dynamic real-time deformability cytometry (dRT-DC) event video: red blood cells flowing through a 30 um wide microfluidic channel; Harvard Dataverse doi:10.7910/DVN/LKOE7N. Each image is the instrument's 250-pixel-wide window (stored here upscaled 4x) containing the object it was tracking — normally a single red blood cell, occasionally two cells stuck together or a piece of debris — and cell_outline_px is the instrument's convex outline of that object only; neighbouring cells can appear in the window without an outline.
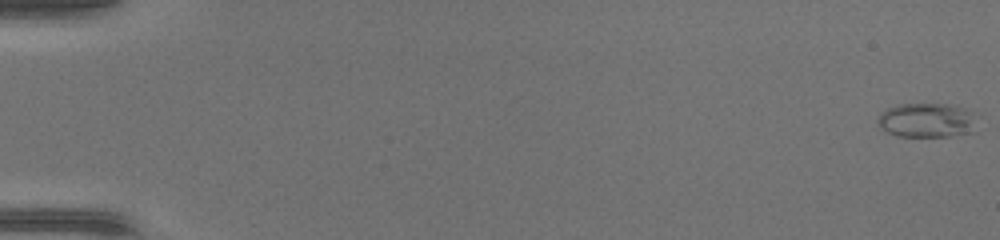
{"species": "common noctule bat (a hibernating species)", "species_latin": "Nyctalus noctula", "temperature_condition": "warm", "stored_images_in_passage": 49, "camera_frame_rate_fps": 3000, "um_per_image_px": 0.085, "animal": {"sex": "female", "body_mass_g": 17.0, "forearm_length_mm": 48.0}, "frame": {"image": 1, "passage_image": 1, "time_ms": 0.0, "image_size_px": [1000, 240], "cell_outline_px": [[976, 132], [948, 136], [896, 136], [888, 132], [876, 124], [876, 120], [888, 108], [900, 104], [948, 104], [972, 112]], "centroid_in_image_um": [78.76, 10.24], "position_along_channel_um": 6.2, "area_um2": 19.65}}
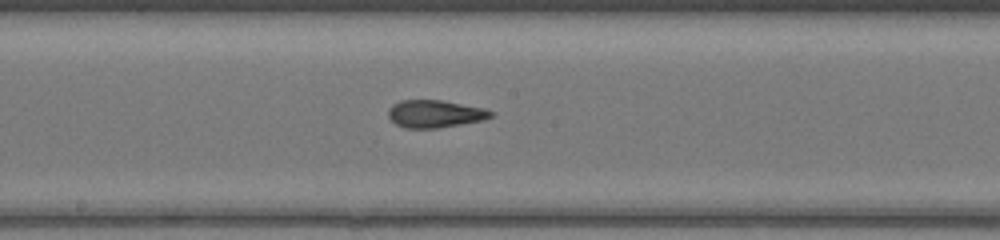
{"frame": {"image": 2, "passage_image": 28, "time_ms": 9.0, "image_size_px": [1000, 240], "cell_outline_px": [[496, 112], [492, 116], [484, 120], [436, 128], [404, 128], [396, 124], [388, 116], [388, 108], [392, 104], [400, 100], [440, 100], [484, 108]], "centroid_in_image_um": [36.96, 9.67], "position_along_channel_um": 211.2, "area_um2": 16.47}}
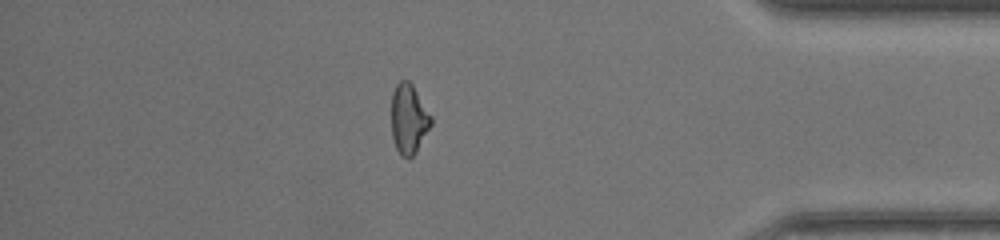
{"frame": {"image": 3, "passage_image": 43, "time_ms": 14.0, "image_size_px": [1000, 240], "cell_outline_px": [[432, 124], [416, 152], [408, 160], [400, 156], [396, 148], [392, 136], [392, 92], [396, 84], [400, 80], [408, 80], [412, 84], [432, 116]], "centroid_in_image_um": [34.74, 10.13], "position_along_channel_um": 400.5, "area_um2": 16.24}, "authors_computed_cell_mechanics": {"area_um2": 17.1666, "velocity_mm_per_s": 4.4153, "shape_relaxation_time_tau1_ms": null, "shape_relaxation_time_tau2_ms": 1.2504, "deformation_change_tau1": null, "deformation_change_tau2": 0.0806}}